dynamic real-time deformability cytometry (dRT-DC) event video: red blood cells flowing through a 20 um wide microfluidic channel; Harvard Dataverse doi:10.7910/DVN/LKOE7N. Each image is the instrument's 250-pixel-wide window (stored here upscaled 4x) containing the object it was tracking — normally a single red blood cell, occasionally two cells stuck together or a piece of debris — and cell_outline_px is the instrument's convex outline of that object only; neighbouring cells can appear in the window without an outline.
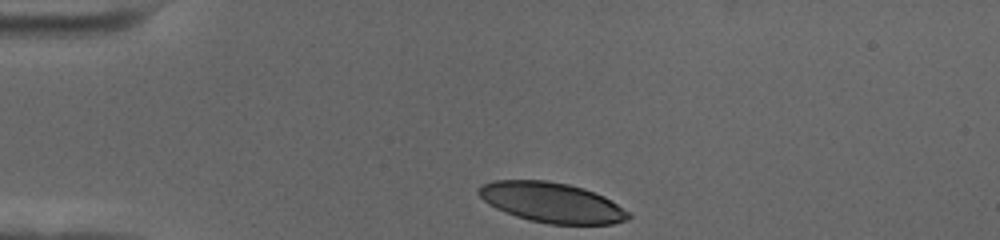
{"species": "human", "species_latin": "Homo sapiens", "temperature_condition": "cold", "stored_images_in_passage": 36, "camera_frame_rate_fps": 3000, "um_per_image_px": 0.085, "donor": {"sex": "female"}, "frame": {"image": 1, "passage_image": 1, "time_ms": 0.0, "image_size_px": [1000, 240], "cell_outline_px": [[632, 216], [628, 220], [612, 224], [548, 224], [528, 220], [504, 212], [488, 204], [476, 192], [476, 188], [480, 184], [492, 180], [544, 180], [568, 184], [584, 188], [604, 196], [628, 212]], "centroid_in_image_um": [46.85, 17.21], "position_along_channel_um": 38.1, "area_um2": 35.14}}
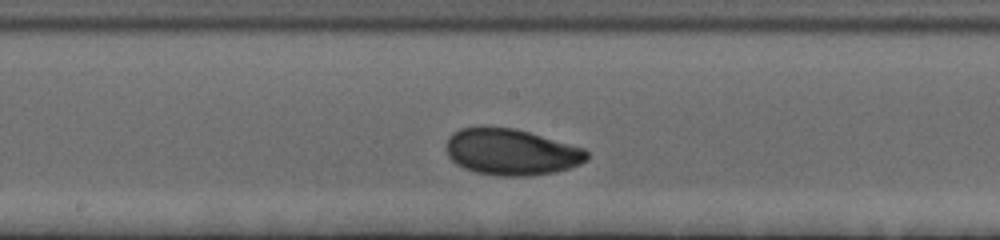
{"frame": {"image": 2, "passage_image": 19, "time_ms": 6.0, "image_size_px": [1000, 240], "cell_outline_px": [[588, 156], [580, 164], [556, 172], [528, 176], [500, 176], [476, 172], [464, 168], [456, 164], [448, 156], [448, 136], [452, 132], [460, 128], [484, 124], [516, 128], [584, 148], [588, 152]], "centroid_in_image_um": [43.42, 12.88], "position_along_channel_um": 204.8, "area_um2": 38.44}}
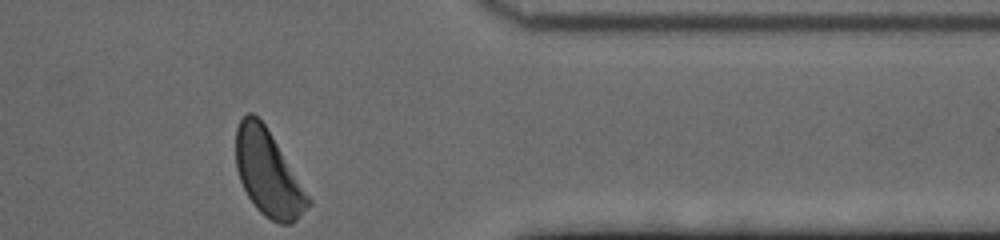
{"frame": {"image": 3, "passage_image": 36, "time_ms": 11.667, "image_size_px": [1000, 240], "cell_outline_px": [[312, 204], [292, 224], [280, 224], [264, 216], [256, 208], [248, 196], [240, 180], [236, 168], [236, 128], [240, 120], [248, 112], [252, 112], [264, 124], [312, 200]], "centroid_in_image_um": [22.79, 14.76], "position_along_channel_um": 388.6, "area_um2": 35.66}, "authors_computed_cell_mechanics": {"area_um2": 36.5007, "velocity_mm_per_s": 3.4867, "shape_relaxation_time_tau1_ms": null, "shape_relaxation_time_tau2_ms": 5.3136, "deformation_change_tau1": null, "deformation_change_tau2": 0.1032}}